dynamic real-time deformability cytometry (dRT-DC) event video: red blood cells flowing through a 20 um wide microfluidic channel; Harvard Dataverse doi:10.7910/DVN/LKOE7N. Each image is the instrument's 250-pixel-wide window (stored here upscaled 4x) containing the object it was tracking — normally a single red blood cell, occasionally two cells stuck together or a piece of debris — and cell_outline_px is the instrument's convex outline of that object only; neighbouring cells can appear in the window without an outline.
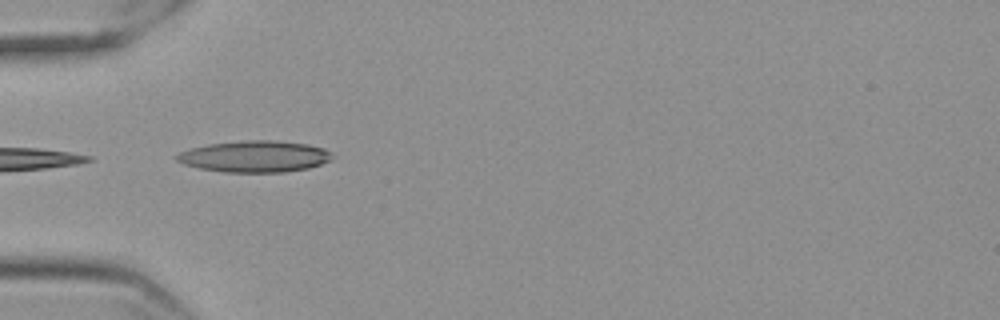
{"species": "Egyptian fruit bat (a non-hibernating species)", "species_latin": "Rousettus aegyptiacus", "temperature_condition": "cold", "stored_images_in_passage": 26, "camera_frame_rate_fps": 3000, "um_per_image_px": 0.085, "frame": {"image": 1, "passage_image": 1, "time_ms": 0.0, "image_size_px": [1000, 320], "cell_outline_px": [[336, 156], [320, 164], [308, 168], [284, 172], [224, 172], [200, 168], [184, 164], [176, 160], [172, 156], [180, 152], [192, 148], [208, 144], [244, 140], [272, 140], [308, 144], [324, 148], [332, 152]], "centroid_in_image_um": [21.65, 13.29], "position_along_channel_um": 63.3, "area_um2": 28.55}}